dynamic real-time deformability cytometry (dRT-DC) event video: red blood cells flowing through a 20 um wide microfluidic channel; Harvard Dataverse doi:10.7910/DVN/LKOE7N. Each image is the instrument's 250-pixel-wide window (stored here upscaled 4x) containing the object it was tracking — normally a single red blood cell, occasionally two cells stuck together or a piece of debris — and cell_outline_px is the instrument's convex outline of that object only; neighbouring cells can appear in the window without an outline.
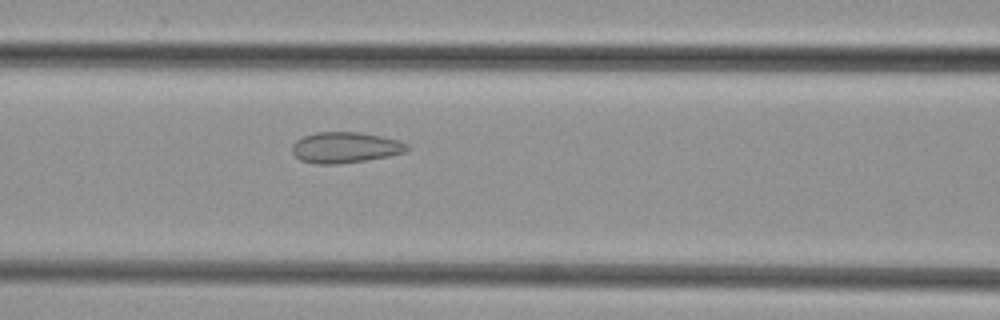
{"species": "common noctule bat (a hibernating species)", "species_latin": "Nyctalus noctula", "temperature_condition": "cold", "stored_images_in_passage": 41, "camera_frame_rate_fps": 3000, "um_per_image_px": 0.085, "animal": {"sex": "female", "body_mass_g": 29.2, "forearm_length_mm": 56.3}, "frame": {"image": 1, "passage_image": 16, "time_ms": 5.0, "image_size_px": [1000, 320], "cell_outline_px": [[412, 148], [408, 152], [388, 156], [364, 160], [336, 164], [316, 164], [300, 160], [292, 152], [292, 144], [296, 140], [304, 136], [316, 132], [360, 132], [400, 140], [408, 144]], "centroid_in_image_um": [29.38, 12.53], "position_along_channel_um": 137.2, "area_um2": 20.81}}
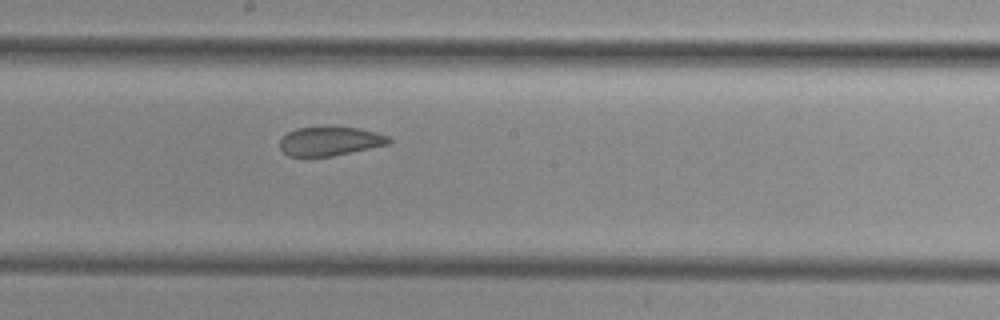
{"frame": {"image": 2, "passage_image": 22, "time_ms": 7.0, "image_size_px": [1000, 320], "cell_outline_px": [[392, 140], [388, 144], [332, 156], [304, 160], [288, 156], [280, 148], [280, 140], [288, 132], [296, 128], [328, 124], [360, 128], [388, 136]], "centroid_in_image_um": [27.97, 12.0], "position_along_channel_um": 220.2, "area_um2": 19.48}}
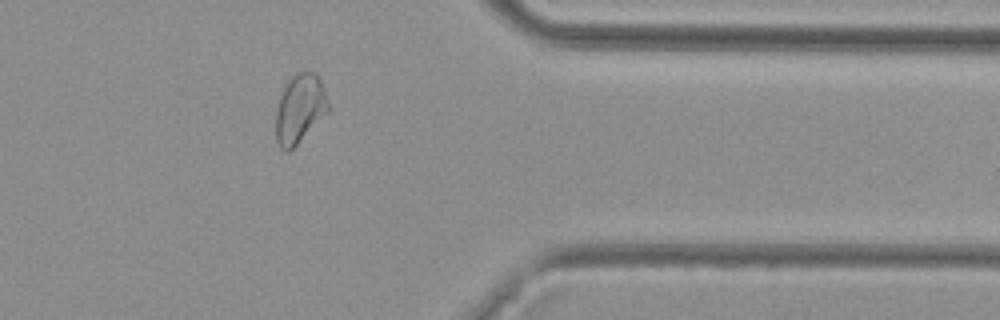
{"frame": {"image": 3, "passage_image": 35, "time_ms": 11.333, "image_size_px": [1000, 320], "cell_outline_px": [[328, 112], [288, 152], [284, 152], [280, 148], [276, 140], [276, 112], [280, 96], [288, 80], [292, 76], [300, 72], [312, 72], [320, 80], [324, 88], [328, 104]], "centroid_in_image_um": [25.46, 9.26], "position_along_channel_um": 385.9, "area_um2": 20.58}}